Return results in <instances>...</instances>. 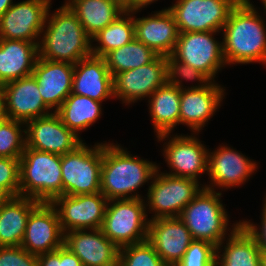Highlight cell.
<instances>
[{
  "label": "cell",
  "mask_w": 266,
  "mask_h": 266,
  "mask_svg": "<svg viewBox=\"0 0 266 266\" xmlns=\"http://www.w3.org/2000/svg\"><path fill=\"white\" fill-rule=\"evenodd\" d=\"M256 9L250 0H240L231 10L222 30L226 65H266V24Z\"/></svg>",
  "instance_id": "6da1fadb"
},
{
  "label": "cell",
  "mask_w": 266,
  "mask_h": 266,
  "mask_svg": "<svg viewBox=\"0 0 266 266\" xmlns=\"http://www.w3.org/2000/svg\"><path fill=\"white\" fill-rule=\"evenodd\" d=\"M156 164L132 155L119 144L102 143L100 192L108 201L143 198L135 191L152 180Z\"/></svg>",
  "instance_id": "7a4b0ae2"
},
{
  "label": "cell",
  "mask_w": 266,
  "mask_h": 266,
  "mask_svg": "<svg viewBox=\"0 0 266 266\" xmlns=\"http://www.w3.org/2000/svg\"><path fill=\"white\" fill-rule=\"evenodd\" d=\"M50 8L51 5L38 45L39 57L48 61L75 65L81 59L91 56V38L77 15L66 3L54 13L50 12Z\"/></svg>",
  "instance_id": "3957f363"
},
{
  "label": "cell",
  "mask_w": 266,
  "mask_h": 266,
  "mask_svg": "<svg viewBox=\"0 0 266 266\" xmlns=\"http://www.w3.org/2000/svg\"><path fill=\"white\" fill-rule=\"evenodd\" d=\"M222 193L202 188L194 199L183 209L179 218L186 225L193 240H205L216 247L226 239L241 221L229 226V216L221 201ZM228 233V234H227Z\"/></svg>",
  "instance_id": "277c9868"
},
{
  "label": "cell",
  "mask_w": 266,
  "mask_h": 266,
  "mask_svg": "<svg viewBox=\"0 0 266 266\" xmlns=\"http://www.w3.org/2000/svg\"><path fill=\"white\" fill-rule=\"evenodd\" d=\"M19 160L20 196L44 203L62 196L61 155L25 147Z\"/></svg>",
  "instance_id": "5b68a950"
},
{
  "label": "cell",
  "mask_w": 266,
  "mask_h": 266,
  "mask_svg": "<svg viewBox=\"0 0 266 266\" xmlns=\"http://www.w3.org/2000/svg\"><path fill=\"white\" fill-rule=\"evenodd\" d=\"M142 198L109 200L101 227L119 249L148 240L149 219Z\"/></svg>",
  "instance_id": "8992f818"
},
{
  "label": "cell",
  "mask_w": 266,
  "mask_h": 266,
  "mask_svg": "<svg viewBox=\"0 0 266 266\" xmlns=\"http://www.w3.org/2000/svg\"><path fill=\"white\" fill-rule=\"evenodd\" d=\"M149 182L146 209H148L147 212L151 213L152 211L154 214L153 217L148 218L149 220L179 217L183 209L204 187L197 180L161 172L159 165L152 181Z\"/></svg>",
  "instance_id": "52a82bcc"
},
{
  "label": "cell",
  "mask_w": 266,
  "mask_h": 266,
  "mask_svg": "<svg viewBox=\"0 0 266 266\" xmlns=\"http://www.w3.org/2000/svg\"><path fill=\"white\" fill-rule=\"evenodd\" d=\"M80 144L72 152L61 155L62 195L100 192L102 142L93 147Z\"/></svg>",
  "instance_id": "ba28073f"
},
{
  "label": "cell",
  "mask_w": 266,
  "mask_h": 266,
  "mask_svg": "<svg viewBox=\"0 0 266 266\" xmlns=\"http://www.w3.org/2000/svg\"><path fill=\"white\" fill-rule=\"evenodd\" d=\"M240 0H177L168 7L179 33L221 32Z\"/></svg>",
  "instance_id": "9c48e42d"
},
{
  "label": "cell",
  "mask_w": 266,
  "mask_h": 266,
  "mask_svg": "<svg viewBox=\"0 0 266 266\" xmlns=\"http://www.w3.org/2000/svg\"><path fill=\"white\" fill-rule=\"evenodd\" d=\"M221 32L179 33L172 56L205 74L211 81L226 66L223 42L213 35Z\"/></svg>",
  "instance_id": "30bf717a"
},
{
  "label": "cell",
  "mask_w": 266,
  "mask_h": 266,
  "mask_svg": "<svg viewBox=\"0 0 266 266\" xmlns=\"http://www.w3.org/2000/svg\"><path fill=\"white\" fill-rule=\"evenodd\" d=\"M192 135H170L165 133L157 135L158 142L165 141L163 155L167 166L171 169L167 174L177 177H186L199 182L200 175L207 174L208 151L202 141ZM170 136V138H169ZM172 136V137H171ZM167 138V139H166Z\"/></svg>",
  "instance_id": "8fae6325"
},
{
  "label": "cell",
  "mask_w": 266,
  "mask_h": 266,
  "mask_svg": "<svg viewBox=\"0 0 266 266\" xmlns=\"http://www.w3.org/2000/svg\"><path fill=\"white\" fill-rule=\"evenodd\" d=\"M51 204L55 207L64 233L72 230L101 229L107 198L101 193L62 195Z\"/></svg>",
  "instance_id": "7c38bea8"
},
{
  "label": "cell",
  "mask_w": 266,
  "mask_h": 266,
  "mask_svg": "<svg viewBox=\"0 0 266 266\" xmlns=\"http://www.w3.org/2000/svg\"><path fill=\"white\" fill-rule=\"evenodd\" d=\"M52 0H23L0 17V38L24 40L39 45Z\"/></svg>",
  "instance_id": "4fadbf2b"
},
{
  "label": "cell",
  "mask_w": 266,
  "mask_h": 266,
  "mask_svg": "<svg viewBox=\"0 0 266 266\" xmlns=\"http://www.w3.org/2000/svg\"><path fill=\"white\" fill-rule=\"evenodd\" d=\"M2 116L27 123L53 113L42 100L38 82L32 75L10 81L1 86Z\"/></svg>",
  "instance_id": "5bb4252c"
},
{
  "label": "cell",
  "mask_w": 266,
  "mask_h": 266,
  "mask_svg": "<svg viewBox=\"0 0 266 266\" xmlns=\"http://www.w3.org/2000/svg\"><path fill=\"white\" fill-rule=\"evenodd\" d=\"M167 83V63L165 56L141 67L127 70L113 77L114 98L125 105L149 98L159 87Z\"/></svg>",
  "instance_id": "9a60e30c"
},
{
  "label": "cell",
  "mask_w": 266,
  "mask_h": 266,
  "mask_svg": "<svg viewBox=\"0 0 266 266\" xmlns=\"http://www.w3.org/2000/svg\"><path fill=\"white\" fill-rule=\"evenodd\" d=\"M256 163L233 147L220 145L216 150L208 151L207 174L211 183L203 186L214 191L217 190L215 187L219 189L239 187L255 171L257 172Z\"/></svg>",
  "instance_id": "2e32d148"
},
{
  "label": "cell",
  "mask_w": 266,
  "mask_h": 266,
  "mask_svg": "<svg viewBox=\"0 0 266 266\" xmlns=\"http://www.w3.org/2000/svg\"><path fill=\"white\" fill-rule=\"evenodd\" d=\"M64 234L55 207L40 202L28 217L21 247L37 256L53 252L64 245Z\"/></svg>",
  "instance_id": "e0dca14e"
},
{
  "label": "cell",
  "mask_w": 266,
  "mask_h": 266,
  "mask_svg": "<svg viewBox=\"0 0 266 266\" xmlns=\"http://www.w3.org/2000/svg\"><path fill=\"white\" fill-rule=\"evenodd\" d=\"M25 125L26 147L37 151L64 155L75 150L84 141L55 112L28 121Z\"/></svg>",
  "instance_id": "ac0fdd59"
},
{
  "label": "cell",
  "mask_w": 266,
  "mask_h": 266,
  "mask_svg": "<svg viewBox=\"0 0 266 266\" xmlns=\"http://www.w3.org/2000/svg\"><path fill=\"white\" fill-rule=\"evenodd\" d=\"M224 88L211 81L205 87L181 90L179 124L199 133L221 106L226 94Z\"/></svg>",
  "instance_id": "d6986e66"
},
{
  "label": "cell",
  "mask_w": 266,
  "mask_h": 266,
  "mask_svg": "<svg viewBox=\"0 0 266 266\" xmlns=\"http://www.w3.org/2000/svg\"><path fill=\"white\" fill-rule=\"evenodd\" d=\"M148 241L168 266H175L193 238L179 217H169L149 220Z\"/></svg>",
  "instance_id": "ffe728a7"
},
{
  "label": "cell",
  "mask_w": 266,
  "mask_h": 266,
  "mask_svg": "<svg viewBox=\"0 0 266 266\" xmlns=\"http://www.w3.org/2000/svg\"><path fill=\"white\" fill-rule=\"evenodd\" d=\"M64 245L84 266H118L119 248L101 229L72 230L64 234Z\"/></svg>",
  "instance_id": "44dd1931"
},
{
  "label": "cell",
  "mask_w": 266,
  "mask_h": 266,
  "mask_svg": "<svg viewBox=\"0 0 266 266\" xmlns=\"http://www.w3.org/2000/svg\"><path fill=\"white\" fill-rule=\"evenodd\" d=\"M168 9L141 18H136L133 11L135 38L159 56L171 55L179 36L177 23Z\"/></svg>",
  "instance_id": "7402d4cb"
},
{
  "label": "cell",
  "mask_w": 266,
  "mask_h": 266,
  "mask_svg": "<svg viewBox=\"0 0 266 266\" xmlns=\"http://www.w3.org/2000/svg\"><path fill=\"white\" fill-rule=\"evenodd\" d=\"M71 93L98 102L114 98L113 76L103 57L91 55L74 65Z\"/></svg>",
  "instance_id": "603a6c76"
},
{
  "label": "cell",
  "mask_w": 266,
  "mask_h": 266,
  "mask_svg": "<svg viewBox=\"0 0 266 266\" xmlns=\"http://www.w3.org/2000/svg\"><path fill=\"white\" fill-rule=\"evenodd\" d=\"M74 65L67 62L48 61L38 57L33 76L44 104L56 112L71 94Z\"/></svg>",
  "instance_id": "cb8c5ba5"
},
{
  "label": "cell",
  "mask_w": 266,
  "mask_h": 266,
  "mask_svg": "<svg viewBox=\"0 0 266 266\" xmlns=\"http://www.w3.org/2000/svg\"><path fill=\"white\" fill-rule=\"evenodd\" d=\"M38 57L35 42L0 38V86L32 75Z\"/></svg>",
  "instance_id": "d4e9b609"
},
{
  "label": "cell",
  "mask_w": 266,
  "mask_h": 266,
  "mask_svg": "<svg viewBox=\"0 0 266 266\" xmlns=\"http://www.w3.org/2000/svg\"><path fill=\"white\" fill-rule=\"evenodd\" d=\"M260 254L255 238L240 224L217 246L216 266H260Z\"/></svg>",
  "instance_id": "484cf974"
},
{
  "label": "cell",
  "mask_w": 266,
  "mask_h": 266,
  "mask_svg": "<svg viewBox=\"0 0 266 266\" xmlns=\"http://www.w3.org/2000/svg\"><path fill=\"white\" fill-rule=\"evenodd\" d=\"M39 203L19 195L0 204V247L21 246L28 217Z\"/></svg>",
  "instance_id": "4316f807"
},
{
  "label": "cell",
  "mask_w": 266,
  "mask_h": 266,
  "mask_svg": "<svg viewBox=\"0 0 266 266\" xmlns=\"http://www.w3.org/2000/svg\"><path fill=\"white\" fill-rule=\"evenodd\" d=\"M181 90L166 83L148 99L149 112L157 135L170 133L179 126ZM173 130V131H172Z\"/></svg>",
  "instance_id": "83f0119b"
},
{
  "label": "cell",
  "mask_w": 266,
  "mask_h": 266,
  "mask_svg": "<svg viewBox=\"0 0 266 266\" xmlns=\"http://www.w3.org/2000/svg\"><path fill=\"white\" fill-rule=\"evenodd\" d=\"M65 3L91 39L124 12L115 0H68Z\"/></svg>",
  "instance_id": "f1b7e54d"
},
{
  "label": "cell",
  "mask_w": 266,
  "mask_h": 266,
  "mask_svg": "<svg viewBox=\"0 0 266 266\" xmlns=\"http://www.w3.org/2000/svg\"><path fill=\"white\" fill-rule=\"evenodd\" d=\"M102 102L71 93L55 112L61 121L80 137L78 132L87 130L102 115Z\"/></svg>",
  "instance_id": "f546056e"
},
{
  "label": "cell",
  "mask_w": 266,
  "mask_h": 266,
  "mask_svg": "<svg viewBox=\"0 0 266 266\" xmlns=\"http://www.w3.org/2000/svg\"><path fill=\"white\" fill-rule=\"evenodd\" d=\"M134 38L135 26L133 12L124 11L111 24L91 39L92 55L104 57L108 52L128 44ZM93 42L98 43L96 45Z\"/></svg>",
  "instance_id": "4dcf8cb0"
},
{
  "label": "cell",
  "mask_w": 266,
  "mask_h": 266,
  "mask_svg": "<svg viewBox=\"0 0 266 266\" xmlns=\"http://www.w3.org/2000/svg\"><path fill=\"white\" fill-rule=\"evenodd\" d=\"M159 55L134 38L128 44L108 52L103 58L111 75L141 67L154 61Z\"/></svg>",
  "instance_id": "1f68e13d"
},
{
  "label": "cell",
  "mask_w": 266,
  "mask_h": 266,
  "mask_svg": "<svg viewBox=\"0 0 266 266\" xmlns=\"http://www.w3.org/2000/svg\"><path fill=\"white\" fill-rule=\"evenodd\" d=\"M25 147V123L2 116L0 118V157L20 158Z\"/></svg>",
  "instance_id": "d6a6232c"
},
{
  "label": "cell",
  "mask_w": 266,
  "mask_h": 266,
  "mask_svg": "<svg viewBox=\"0 0 266 266\" xmlns=\"http://www.w3.org/2000/svg\"><path fill=\"white\" fill-rule=\"evenodd\" d=\"M118 266H168L148 241L120 248Z\"/></svg>",
  "instance_id": "836d02e7"
},
{
  "label": "cell",
  "mask_w": 266,
  "mask_h": 266,
  "mask_svg": "<svg viewBox=\"0 0 266 266\" xmlns=\"http://www.w3.org/2000/svg\"><path fill=\"white\" fill-rule=\"evenodd\" d=\"M167 63V83L176 86L180 90H184L185 86L182 85V80L186 81H197L198 85L188 86L187 89H196L200 87H205L211 80L199 70L185 64L172 55L165 56Z\"/></svg>",
  "instance_id": "e575fe53"
},
{
  "label": "cell",
  "mask_w": 266,
  "mask_h": 266,
  "mask_svg": "<svg viewBox=\"0 0 266 266\" xmlns=\"http://www.w3.org/2000/svg\"><path fill=\"white\" fill-rule=\"evenodd\" d=\"M216 246L205 240H193L175 266H216Z\"/></svg>",
  "instance_id": "d590c367"
},
{
  "label": "cell",
  "mask_w": 266,
  "mask_h": 266,
  "mask_svg": "<svg viewBox=\"0 0 266 266\" xmlns=\"http://www.w3.org/2000/svg\"><path fill=\"white\" fill-rule=\"evenodd\" d=\"M20 158L0 157V184L13 196H19Z\"/></svg>",
  "instance_id": "8d00e7d4"
},
{
  "label": "cell",
  "mask_w": 266,
  "mask_h": 266,
  "mask_svg": "<svg viewBox=\"0 0 266 266\" xmlns=\"http://www.w3.org/2000/svg\"><path fill=\"white\" fill-rule=\"evenodd\" d=\"M0 266H38V259L21 246H5L0 247Z\"/></svg>",
  "instance_id": "74e56055"
},
{
  "label": "cell",
  "mask_w": 266,
  "mask_h": 266,
  "mask_svg": "<svg viewBox=\"0 0 266 266\" xmlns=\"http://www.w3.org/2000/svg\"><path fill=\"white\" fill-rule=\"evenodd\" d=\"M261 224L257 226L251 223V221L240 220L241 224L246 228V230L255 238L256 242L260 246L261 251L266 252V201L263 200L262 206Z\"/></svg>",
  "instance_id": "f35d334b"
},
{
  "label": "cell",
  "mask_w": 266,
  "mask_h": 266,
  "mask_svg": "<svg viewBox=\"0 0 266 266\" xmlns=\"http://www.w3.org/2000/svg\"><path fill=\"white\" fill-rule=\"evenodd\" d=\"M38 266H64V245L53 252L37 256Z\"/></svg>",
  "instance_id": "ab89813d"
},
{
  "label": "cell",
  "mask_w": 266,
  "mask_h": 266,
  "mask_svg": "<svg viewBox=\"0 0 266 266\" xmlns=\"http://www.w3.org/2000/svg\"><path fill=\"white\" fill-rule=\"evenodd\" d=\"M64 266H84L81 260L64 245Z\"/></svg>",
  "instance_id": "60d3db41"
},
{
  "label": "cell",
  "mask_w": 266,
  "mask_h": 266,
  "mask_svg": "<svg viewBox=\"0 0 266 266\" xmlns=\"http://www.w3.org/2000/svg\"><path fill=\"white\" fill-rule=\"evenodd\" d=\"M124 11L137 12V0H115Z\"/></svg>",
  "instance_id": "b9f144b4"
},
{
  "label": "cell",
  "mask_w": 266,
  "mask_h": 266,
  "mask_svg": "<svg viewBox=\"0 0 266 266\" xmlns=\"http://www.w3.org/2000/svg\"><path fill=\"white\" fill-rule=\"evenodd\" d=\"M13 195L3 186L0 184V204L10 200Z\"/></svg>",
  "instance_id": "7bdbcfd3"
},
{
  "label": "cell",
  "mask_w": 266,
  "mask_h": 266,
  "mask_svg": "<svg viewBox=\"0 0 266 266\" xmlns=\"http://www.w3.org/2000/svg\"><path fill=\"white\" fill-rule=\"evenodd\" d=\"M13 0H0V17L13 5Z\"/></svg>",
  "instance_id": "ee69618b"
},
{
  "label": "cell",
  "mask_w": 266,
  "mask_h": 266,
  "mask_svg": "<svg viewBox=\"0 0 266 266\" xmlns=\"http://www.w3.org/2000/svg\"><path fill=\"white\" fill-rule=\"evenodd\" d=\"M158 1V0H137V12L141 11L142 8L149 6L153 2Z\"/></svg>",
  "instance_id": "f6af8a7d"
},
{
  "label": "cell",
  "mask_w": 266,
  "mask_h": 266,
  "mask_svg": "<svg viewBox=\"0 0 266 266\" xmlns=\"http://www.w3.org/2000/svg\"><path fill=\"white\" fill-rule=\"evenodd\" d=\"M260 266H266V252L261 251Z\"/></svg>",
  "instance_id": "bcb514c9"
},
{
  "label": "cell",
  "mask_w": 266,
  "mask_h": 266,
  "mask_svg": "<svg viewBox=\"0 0 266 266\" xmlns=\"http://www.w3.org/2000/svg\"><path fill=\"white\" fill-rule=\"evenodd\" d=\"M2 117V90L0 86V118Z\"/></svg>",
  "instance_id": "7dc6e473"
},
{
  "label": "cell",
  "mask_w": 266,
  "mask_h": 266,
  "mask_svg": "<svg viewBox=\"0 0 266 266\" xmlns=\"http://www.w3.org/2000/svg\"><path fill=\"white\" fill-rule=\"evenodd\" d=\"M261 2H262V3H263V5H264V6H263V7H264V9H265V10H264V12H265V14H266V0H261Z\"/></svg>",
  "instance_id": "c3c4849f"
}]
</instances>
